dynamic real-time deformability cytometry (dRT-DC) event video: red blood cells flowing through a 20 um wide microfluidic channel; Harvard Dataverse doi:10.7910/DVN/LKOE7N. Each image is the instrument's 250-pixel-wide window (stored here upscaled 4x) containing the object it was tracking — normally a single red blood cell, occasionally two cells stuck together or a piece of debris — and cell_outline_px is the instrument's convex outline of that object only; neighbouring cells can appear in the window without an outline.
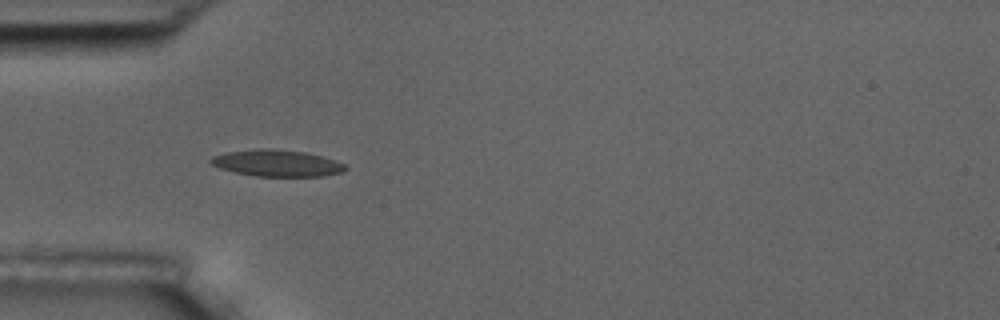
{"species": "common noctule bat (a hibernating species)", "species_latin": "Nyctalus noctula", "temperature_condition": "room temperature", "stored_images_in_passage": 7, "camera_frame_rate_fps": 3000, "um_per_image_px": 0.085, "animal": {"sex": "male", "body_mass_g": 17.5, "forearm_length_mm": 52.3}, "frame": {"image": 1, "passage_image": 5, "time_ms": 4.333, "image_size_px": [1000, 320], "cell_outline_px": [[348, 168], [344, 172], [324, 176], [256, 176], [236, 172], [220, 168], [212, 164], [208, 160], [212, 156], [224, 152], [260, 148], [272, 148], [304, 152], [320, 156], [344, 164]], "centroid_in_image_um": [23.51, 13.86], "position_along_channel_um": 61.5, "area_um2": 20.81}}